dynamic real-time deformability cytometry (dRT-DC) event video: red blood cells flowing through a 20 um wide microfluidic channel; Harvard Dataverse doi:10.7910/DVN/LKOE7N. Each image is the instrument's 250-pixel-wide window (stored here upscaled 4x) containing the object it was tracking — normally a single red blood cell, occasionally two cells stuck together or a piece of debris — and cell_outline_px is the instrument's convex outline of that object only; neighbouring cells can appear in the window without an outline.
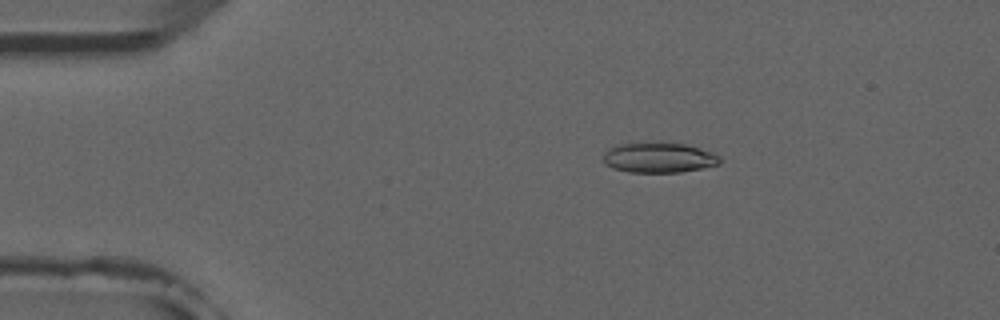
{"species": "common noctule bat (a hibernating species)", "species_latin": "Nyctalus noctula", "temperature_condition": "room temperature", "stored_images_in_passage": 5, "camera_frame_rate_fps": 3000, "um_per_image_px": 0.085, "animal": {"sex": "male", "forearm_length_mm": 52.5}, "frame": {"image": 1, "passage_image": 2, "time_ms": 2.0, "image_size_px": [1000, 320], "cell_outline_px": [[720, 164], [680, 172], [628, 172], [612, 168], [604, 164], [604, 152], [608, 148], [616, 144], [644, 140], [660, 140], [684, 144], [700, 148], [712, 152], [720, 156]], "centroid_in_image_um": [55.94, 13.34], "position_along_channel_um": 29.1, "area_um2": 21.33}}
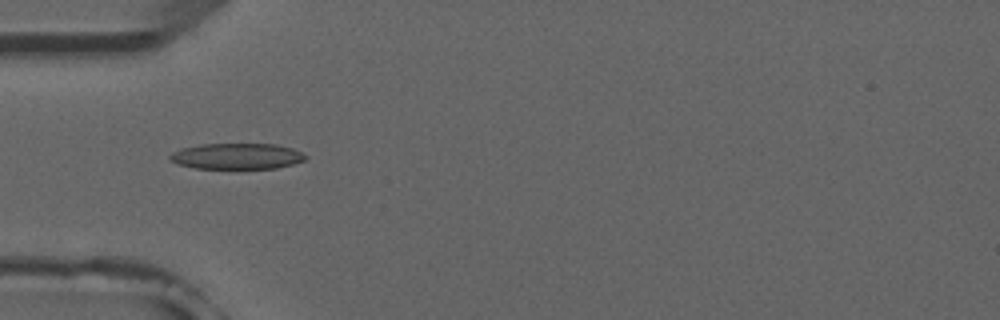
{"frame": {"image": 2, "passage_image": 4, "time_ms": 4.333, "image_size_px": [1000, 320], "cell_outline_px": [[308, 156], [304, 160], [292, 164], [276, 168], [196, 168], [180, 164], [168, 160], [168, 156], [172, 152], [180, 148], [200, 144], [276, 144], [292, 148]], "centroid_in_image_um": [20.1, 13.27], "position_along_channel_um": 64.9, "area_um2": 20.4}}
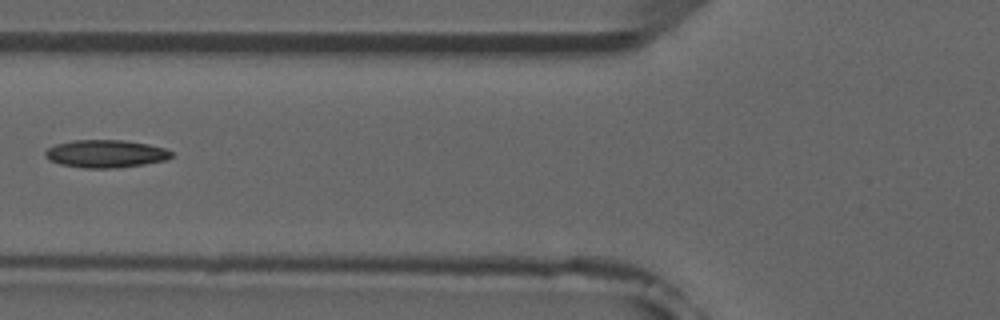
{"frame": {"image": 3, "passage_image": 5, "time_ms": 5.667, "image_size_px": [1000, 320], "cell_outline_px": [[172, 156], [168, 160], [144, 164], [112, 168], [84, 168], [60, 164], [48, 160], [44, 156], [44, 152], [48, 148], [56, 144], [72, 140], [124, 140], [148, 144], [164, 148], [172, 152]], "centroid_in_image_um": [8.96, 13.07], "position_along_channel_um": 116.8, "area_um2": 20.46}}